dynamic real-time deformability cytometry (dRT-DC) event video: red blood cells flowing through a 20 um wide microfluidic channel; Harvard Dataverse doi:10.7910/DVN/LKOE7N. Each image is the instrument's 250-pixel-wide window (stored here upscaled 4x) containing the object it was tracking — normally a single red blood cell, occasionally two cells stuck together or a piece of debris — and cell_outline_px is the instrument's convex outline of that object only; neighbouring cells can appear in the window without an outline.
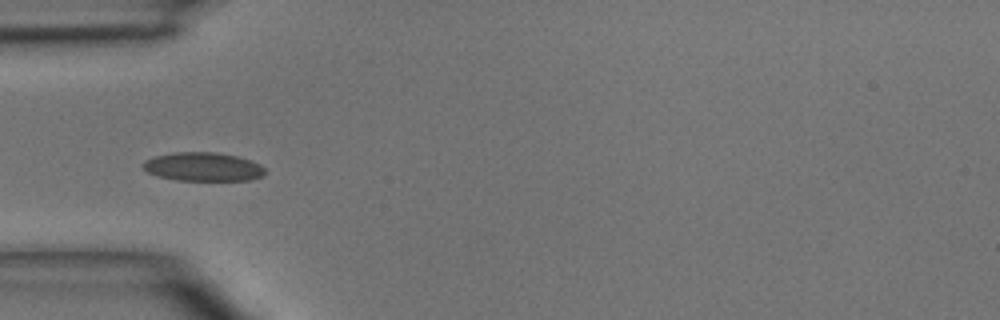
{"species": "common noctule bat (a hibernating species)", "species_latin": "Nyctalus noctula", "temperature_condition": "room temperature", "stored_images_in_passage": 4, "camera_frame_rate_fps": 3000, "um_per_image_px": 0.085, "animal": {"sex": "male", "body_mass_g": 15.6}, "frame": {"image": 1, "passage_image": 4, "time_ms": 4.333, "image_size_px": [1000, 320], "cell_outline_px": [[268, 172], [264, 176], [252, 180], [176, 180], [156, 176], [148, 172], [140, 164], [144, 160], [156, 156], [176, 152], [212, 152], [236, 156], [260, 164]], "centroid_in_image_um": [17.27, 14.19], "position_along_channel_um": 67.7, "area_um2": 20.46}}